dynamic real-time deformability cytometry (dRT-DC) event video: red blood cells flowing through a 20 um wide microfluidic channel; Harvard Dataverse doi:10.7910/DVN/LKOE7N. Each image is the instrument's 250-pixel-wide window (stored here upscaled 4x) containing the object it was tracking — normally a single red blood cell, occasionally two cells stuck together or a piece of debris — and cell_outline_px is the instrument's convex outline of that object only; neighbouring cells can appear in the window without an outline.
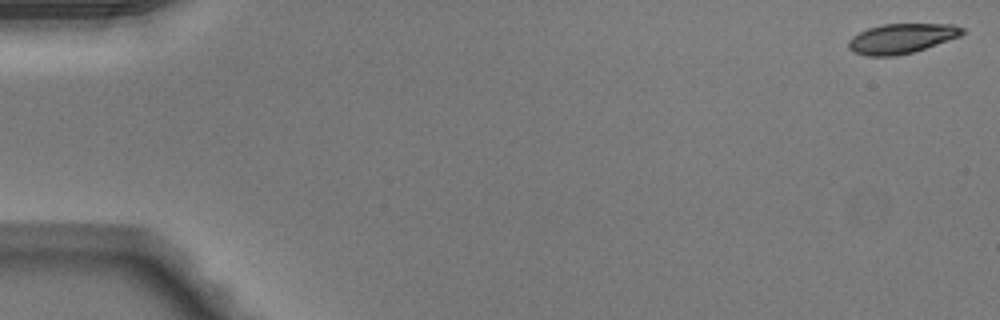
{"species": "Egyptian fruit bat (a non-hibernating species)", "species_latin": "Rousettus aegyptiacus", "temperature_condition": "warm", "stored_images_in_passage": 50, "camera_frame_rate_fps": 3000, "um_per_image_px": 0.085, "animal": {"sex": "male"}, "frame": {"image": 1, "passage_image": 1, "time_ms": 0.0, "image_size_px": [1000, 320], "cell_outline_px": [[964, 32], [960, 36], [912, 52], [896, 56], [868, 56], [852, 52], [848, 48], [848, 40], [852, 36], [868, 28], [884, 24], [952, 24], [964, 28]], "centroid_in_image_um": [76.59, 3.27], "position_along_channel_um": 8.4, "area_um2": 19.65}}
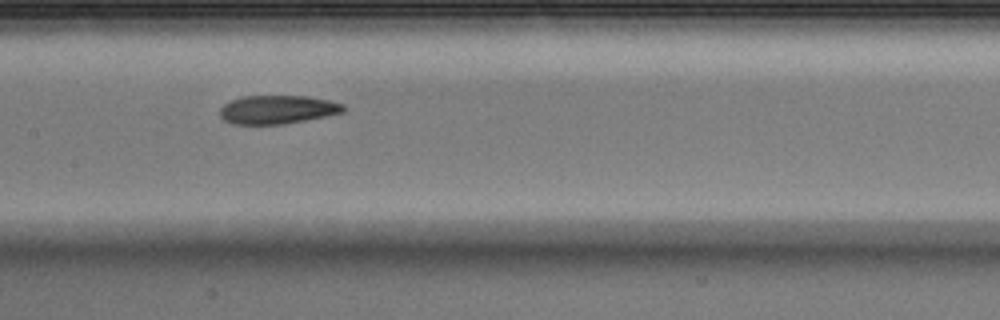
{"frame": {"image": 2, "passage_image": 25, "time_ms": 8.0, "image_size_px": [1000, 320], "cell_outline_px": [[348, 108], [344, 112], [284, 124], [232, 124], [224, 120], [220, 116], [220, 108], [224, 104], [232, 100], [244, 96], [308, 96], [328, 100], [344, 104]], "centroid_in_image_um": [23.6, 9.31], "position_along_channel_um": 183.8, "area_um2": 20.52}}
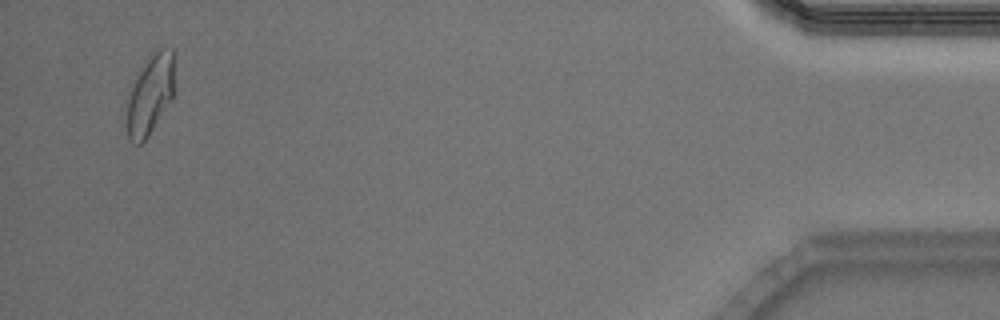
{"frame": {"image": 3, "passage_image": 48, "time_ms": 15.667, "image_size_px": [1000, 320], "cell_outline_px": [[176, 52], [172, 100], [148, 136], [140, 144], [132, 144], [128, 140], [124, 100], [128, 88], [136, 72], [144, 60], [148, 56], [160, 48], [172, 48]], "centroid_in_image_um": [12.71, 7.99], "position_along_channel_um": 422.5, "area_um2": 23.7}, "authors_computed_cell_mechanics": {"area_um2": 21.0681, "velocity_mm_per_s": 4.1091, "shape_relaxation_time_tau1_ms": null, "shape_relaxation_time_tau2_ms": 2.5102, "deformation_change_tau1": null, "deformation_change_tau2": 0.0798}}